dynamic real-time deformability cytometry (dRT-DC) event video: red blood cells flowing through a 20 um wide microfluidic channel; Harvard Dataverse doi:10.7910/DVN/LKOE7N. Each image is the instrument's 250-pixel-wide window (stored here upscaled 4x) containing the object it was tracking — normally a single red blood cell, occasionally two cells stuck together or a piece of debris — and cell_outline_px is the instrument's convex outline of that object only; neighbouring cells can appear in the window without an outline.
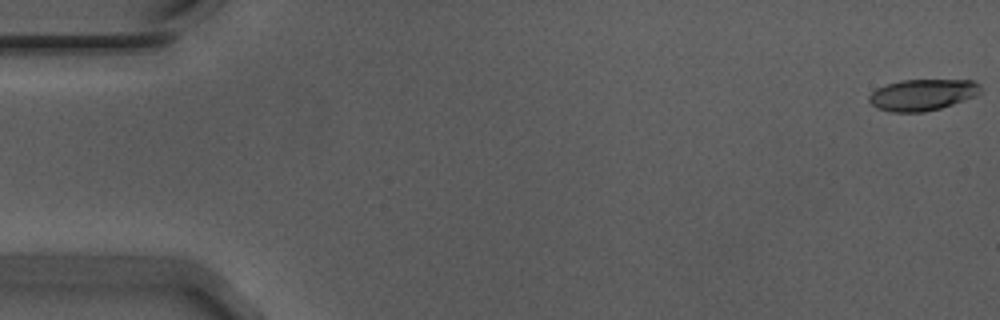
{"species": "Egyptian fruit bat (a non-hibernating species)", "species_latin": "Rousettus aegyptiacus", "temperature_condition": "warm", "stored_images_in_passage": 56, "camera_frame_rate_fps": 3000, "um_per_image_px": 0.085, "animal": {"sex": "male"}, "frame": {"image": 1, "passage_image": 1, "time_ms": 0.0, "image_size_px": [1000, 320], "cell_outline_px": [[980, 92], [976, 96], [940, 108], [924, 112], [892, 112], [876, 108], [868, 100], [868, 96], [876, 88], [900, 80], [972, 80], [980, 84]], "centroid_in_image_um": [78.39, 8.06], "position_along_channel_um": 6.6, "area_um2": 20.35}}
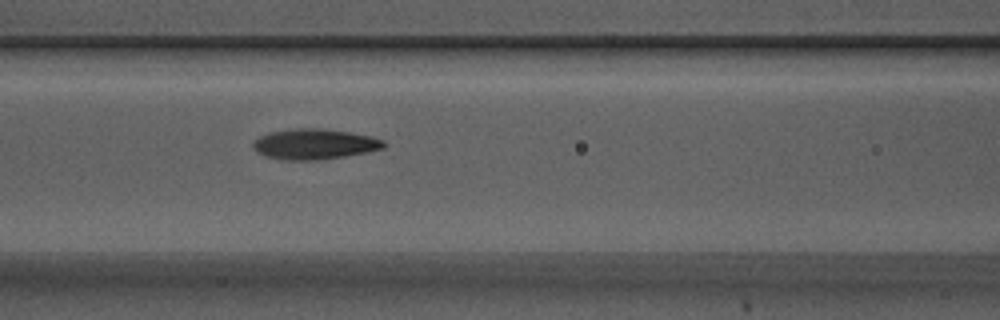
{"frame": {"image": 2, "passage_image": 24, "time_ms": 7.667, "image_size_px": [1000, 320], "cell_outline_px": [[388, 144], [384, 148], [368, 152], [344, 156], [316, 160], [284, 160], [264, 156], [256, 152], [252, 148], [252, 144], [260, 136], [268, 132], [296, 128], [320, 128], [348, 132], [372, 136], [384, 140]], "centroid_in_image_um": [26.73, 12.25], "position_along_channel_um": 139.9, "area_um2": 23.35}}
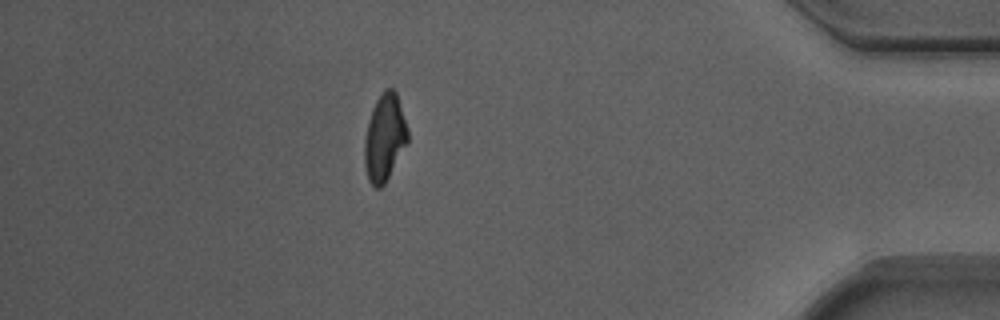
{"frame": {"image": 3, "passage_image": 49, "time_ms": 16.0, "image_size_px": [1000, 320], "cell_outline_px": [[408, 140], [384, 184], [380, 188], [376, 188], [368, 180], [364, 164], [364, 140], [368, 120], [372, 108], [376, 100], [384, 88], [392, 88], [396, 92], [408, 128]], "centroid_in_image_um": [32.67, 11.67], "position_along_channel_um": 402.5, "area_um2": 21.79}, "authors_computed_cell_mechanics": {"area_um2": 21.7328, "velocity_mm_per_s": 3.7085, "shape_relaxation_time_tau1_ms": 5.011, "shape_relaxation_time_tau2_ms": 2.487, "deformation_change_tau1": 0.1836, "deformation_change_tau2": 0.1026}}